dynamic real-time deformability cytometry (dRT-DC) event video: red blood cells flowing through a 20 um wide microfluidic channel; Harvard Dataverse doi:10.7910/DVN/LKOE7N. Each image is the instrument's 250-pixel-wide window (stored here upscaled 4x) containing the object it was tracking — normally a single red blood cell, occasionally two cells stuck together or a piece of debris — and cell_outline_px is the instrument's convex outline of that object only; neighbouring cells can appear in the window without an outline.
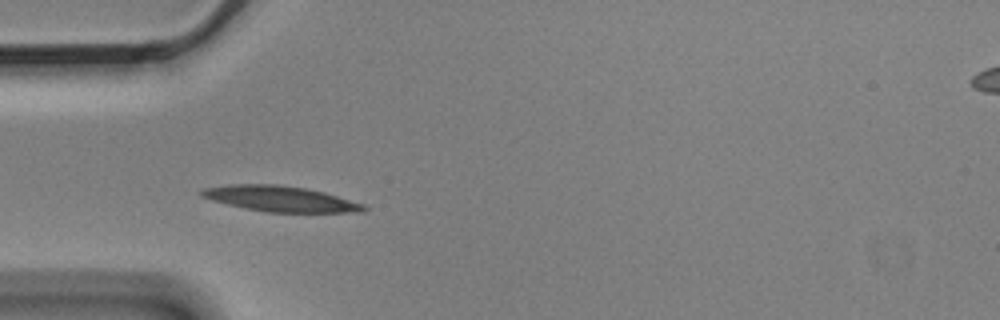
{"species": "Egyptian fruit bat (a non-hibernating species)", "species_latin": "Rousettus aegyptiacus", "temperature_condition": "cold", "stored_images_in_passage": 3, "camera_frame_rate_fps": 3000, "um_per_image_px": 0.085, "animal": {"sex": "male"}, "frame": {"image": 1, "passage_image": 1, "time_ms": 0.0, "image_size_px": [1000, 320], "cell_outline_px": [[368, 208], [364, 212], [268, 212], [244, 208], [212, 200], [200, 196], [196, 192], [204, 188], [228, 184], [280, 184], [308, 188], [324, 192], [364, 204]], "centroid_in_image_um": [23.8, 16.88], "position_along_channel_um": 61.2, "area_um2": 24.33}}
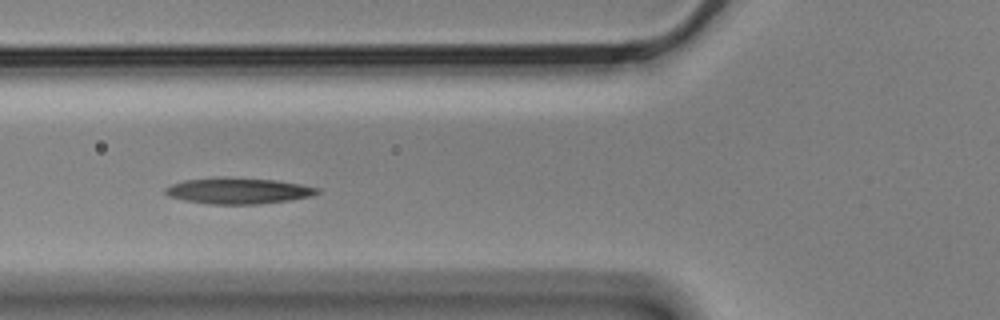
{"frame": {"image": 2, "passage_image": 2, "time_ms": 0.333, "image_size_px": [1000, 320], "cell_outline_px": [[320, 192], [308, 196], [288, 200], [260, 204], [208, 204], [184, 200], [168, 196], [164, 192], [164, 188], [172, 184], [184, 180], [220, 176], [272, 180], [300, 184], [320, 188]], "centroid_in_image_um": [20.18, 16.21], "position_along_channel_um": 105.6, "area_um2": 23.06}}
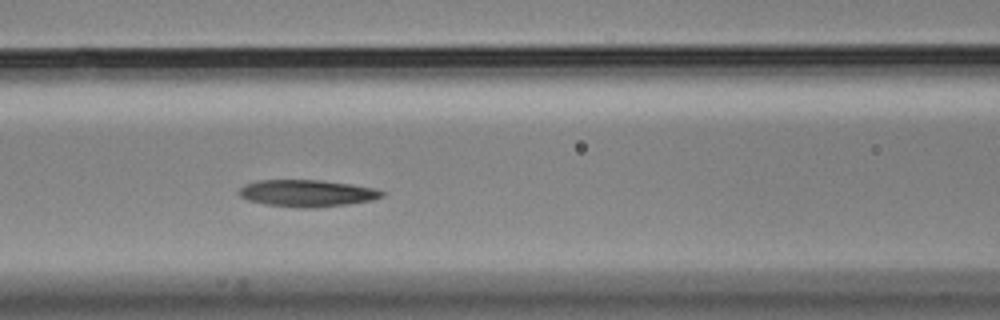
{"frame": {"image": 3, "passage_image": 3, "time_ms": 0.667, "image_size_px": [1000, 320], "cell_outline_px": [[384, 196], [372, 200], [348, 204], [316, 208], [304, 208], [264, 204], [248, 200], [240, 196], [236, 192], [244, 184], [260, 180], [320, 180], [352, 184], [376, 188], [384, 192]], "centroid_in_image_um": [26.1, 16.42], "position_along_channel_um": 140.5, "area_um2": 22.54}}